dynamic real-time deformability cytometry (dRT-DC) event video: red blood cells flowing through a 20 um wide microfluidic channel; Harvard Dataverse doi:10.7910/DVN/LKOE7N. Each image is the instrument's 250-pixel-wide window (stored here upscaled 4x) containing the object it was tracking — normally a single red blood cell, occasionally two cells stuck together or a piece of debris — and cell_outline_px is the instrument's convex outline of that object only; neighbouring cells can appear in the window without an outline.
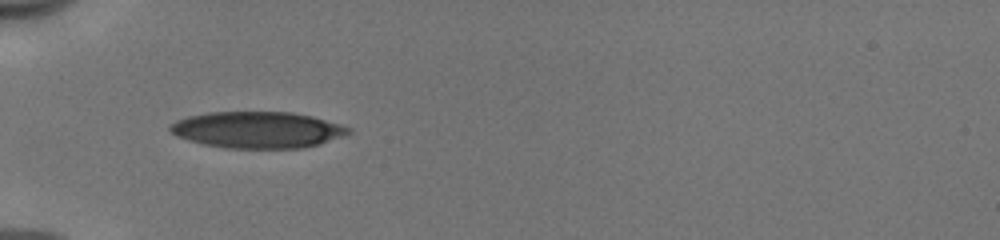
{"species": "human", "species_latin": "Homo sapiens", "temperature_condition": "cold", "stored_images_in_passage": 35, "camera_frame_rate_fps": 3000, "um_per_image_px": 0.085, "donor": {"sex": "male"}, "frame": {"image": 1, "passage_image": 1, "time_ms": 0.0, "image_size_px": [1000, 240], "cell_outline_px": [[352, 132], [320, 144], [304, 148], [224, 148], [204, 144], [188, 140], [176, 136], [168, 128], [176, 120], [188, 116], [208, 112], [292, 112], [312, 116], [352, 128]], "centroid_in_image_um": [21.88, 11.04], "position_along_channel_um": 63.1, "area_um2": 37.86}}
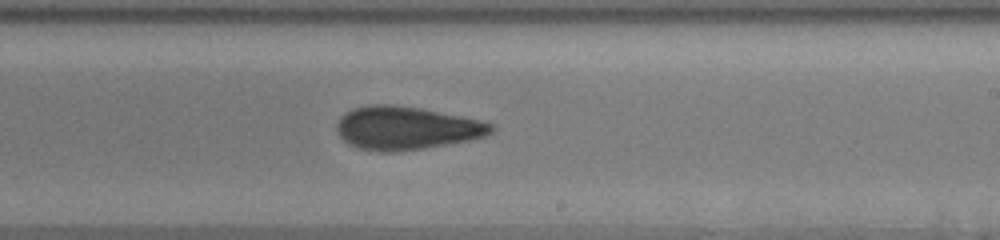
{"frame": {"image": 2, "passage_image": 16, "time_ms": 5.0, "image_size_px": [1000, 240], "cell_outline_px": [[496, 128], [488, 136], [468, 140], [424, 148], [396, 152], [376, 152], [360, 148], [348, 144], [336, 132], [336, 124], [340, 116], [344, 112], [352, 108], [368, 104], [392, 104], [420, 108], [480, 120], [496, 124]], "centroid_in_image_um": [34.51, 10.88], "position_along_channel_um": 254.5, "area_um2": 39.25}}
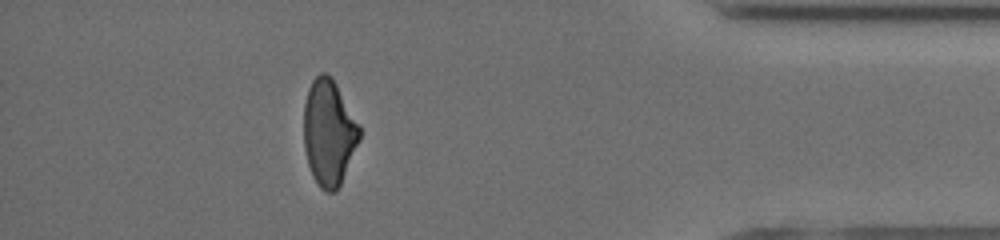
{"frame": {"image": 3, "passage_image": 30, "time_ms": 9.667, "image_size_px": [1000, 240], "cell_outline_px": [[360, 140], [340, 184], [336, 192], [328, 192], [320, 188], [312, 176], [308, 164], [304, 148], [304, 104], [308, 88], [312, 80], [320, 72], [324, 72], [332, 76], [360, 124]], "centroid_in_image_um": [27.95, 11.24], "position_along_channel_um": 407.2, "area_um2": 34.68}, "authors_computed_cell_mechanics": {"area_um2": 37.6856, "velocity_mm_per_s": 3.9939, "shape_relaxation_time_tau1_ms": 9.017, "shape_relaxation_time_tau2_ms": 2.7259, "deformation_change_tau1": 0.2284, "deformation_change_tau2": 0.1095}}